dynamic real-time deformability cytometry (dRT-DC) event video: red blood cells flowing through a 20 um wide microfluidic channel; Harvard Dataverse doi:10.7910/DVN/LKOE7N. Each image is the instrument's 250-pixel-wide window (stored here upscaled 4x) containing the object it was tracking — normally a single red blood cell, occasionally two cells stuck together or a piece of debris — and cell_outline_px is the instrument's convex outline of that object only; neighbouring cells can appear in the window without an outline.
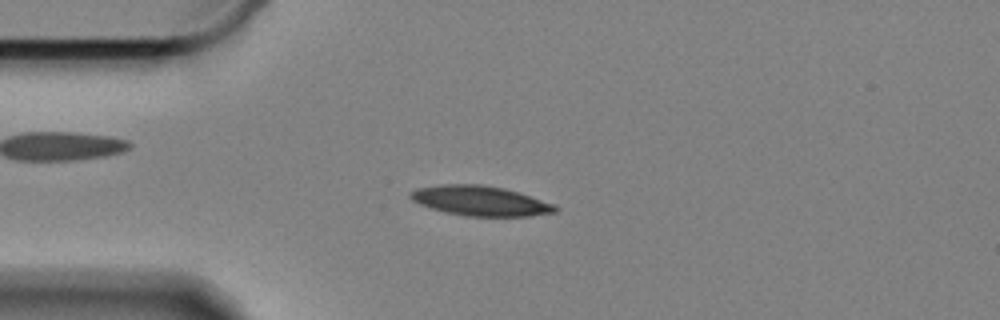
{"species": "Egyptian fruit bat (a non-hibernating species)", "species_latin": "Rousettus aegyptiacus", "temperature_condition": "cold", "stored_images_in_passage": 58, "camera_frame_rate_fps": 3000, "um_per_image_px": 0.085, "animal": {"sex": "female"}, "frame": {"image": 1, "passage_image": 13, "time_ms": 4.0, "image_size_px": [1000, 320], "cell_outline_px": [[560, 208], [556, 212], [532, 216], [464, 216], [444, 212], [420, 204], [412, 200], [408, 196], [408, 192], [416, 188], [440, 184], [480, 184], [504, 188], [556, 204]], "centroid_in_image_um": [40.82, 17.07], "position_along_channel_um": 44.2, "area_um2": 25.43}}
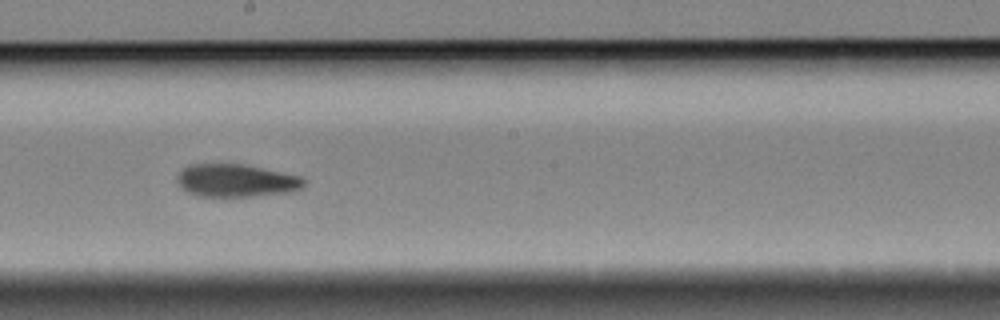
{"frame": {"image": 2, "passage_image": 31, "time_ms": 10.0, "image_size_px": [1000, 320], "cell_outline_px": [[308, 180], [300, 188], [292, 192], [252, 196], [196, 196], [180, 188], [176, 180], [176, 176], [188, 164], [244, 164], [300, 176]], "centroid_in_image_um": [20.05, 15.35], "position_along_channel_um": 228.1, "area_um2": 24.33}}
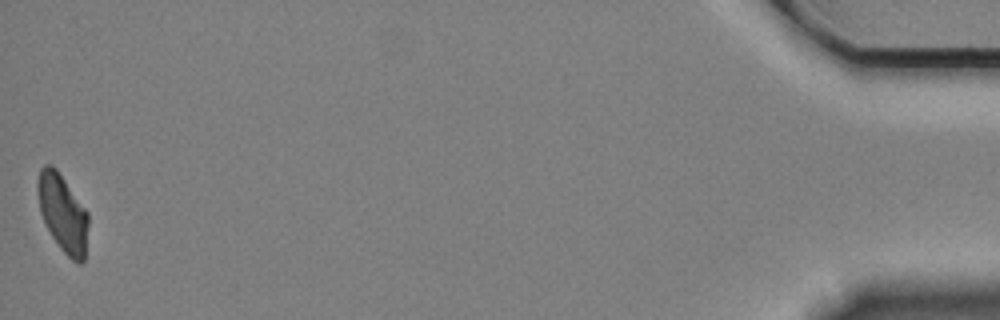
{"frame": {"image": 3, "passage_image": 58, "time_ms": 19.0, "image_size_px": [1000, 320], "cell_outline_px": [[88, 224], [84, 260], [80, 264], [76, 264], [60, 248], [52, 236], [40, 212], [36, 188], [36, 184], [40, 168], [44, 164], [52, 164], [56, 168], [88, 212]], "centroid_in_image_um": [5.32, 18.09], "position_along_channel_um": 429.9, "area_um2": 22.89}, "authors_computed_cell_mechanics": {"area_um2": 24.565, "velocity_mm_per_s": 3.3206, "shape_relaxation_time_tau1_ms": 3.7623, "shape_relaxation_time_tau2_ms": 6.9131, "deformation_change_tau1": 0.1357, "deformation_change_tau2": 0.108}}